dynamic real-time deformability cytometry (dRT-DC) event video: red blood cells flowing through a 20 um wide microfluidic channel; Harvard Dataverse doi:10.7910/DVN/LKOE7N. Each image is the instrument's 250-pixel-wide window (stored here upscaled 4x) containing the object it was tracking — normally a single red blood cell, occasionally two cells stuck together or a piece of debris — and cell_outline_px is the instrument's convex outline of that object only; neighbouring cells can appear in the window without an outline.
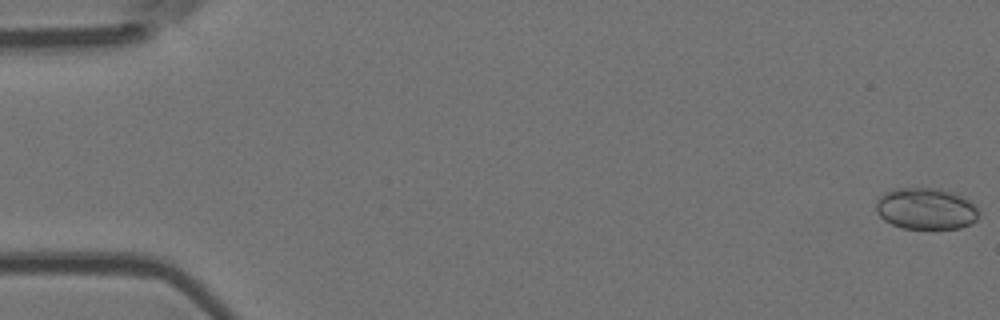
{"species": "Egyptian fruit bat (a non-hibernating species)", "species_latin": "Rousettus aegyptiacus", "temperature_condition": "room temperature", "stored_images_in_passage": 52, "segment_of_instrument_passage": [1, 2], "camera_frame_rate_fps": 3000, "um_per_image_px": 0.085, "animal": {"sex": "female"}, "frame": {"image": 1, "passage_image": 1, "time_ms": 0.0, "image_size_px": [1000, 320], "cell_outline_px": [[980, 212], [976, 220], [960, 228], [904, 228], [892, 224], [884, 220], [876, 212], [876, 200], [884, 192], [892, 188], [940, 188], [956, 192], [968, 200]], "centroid_in_image_um": [78.68, 17.71], "position_along_channel_um": 6.3, "area_um2": 24.97}}
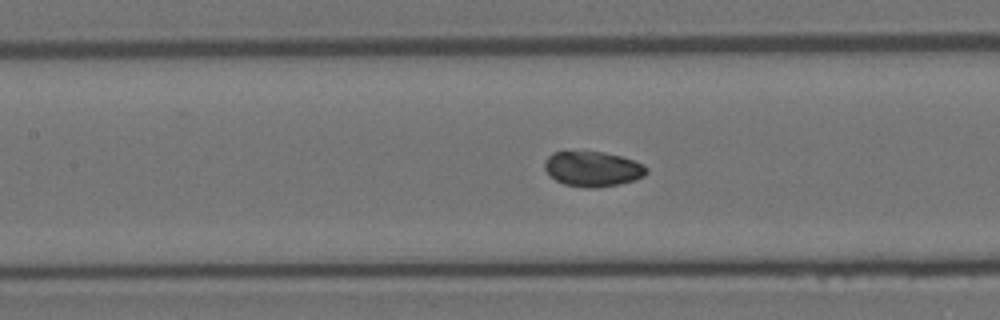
{"frame": {"image": 2, "passage_image": 25, "time_ms": 8.0, "image_size_px": [1000, 320], "cell_outline_px": [[648, 172], [644, 176], [636, 180], [596, 188], [584, 188], [564, 184], [556, 180], [544, 168], [544, 160], [552, 152], [604, 152], [620, 156], [644, 164], [648, 168]], "centroid_in_image_um": [50.39, 14.36], "position_along_channel_um": 157.0, "area_um2": 20.81}}
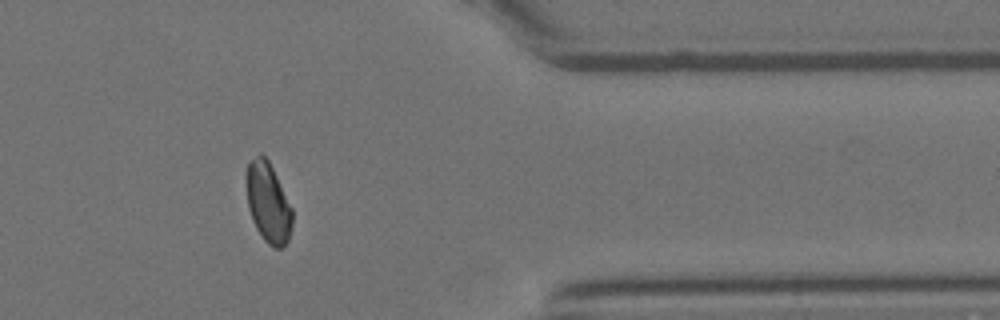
{"frame": {"image": 3, "passage_image": 45, "time_ms": 14.667, "image_size_px": [1000, 320], "cell_outline_px": [[292, 224], [288, 240], [280, 248], [272, 248], [264, 240], [256, 228], [252, 220], [248, 208], [244, 176], [248, 164], [260, 152], [268, 160], [292, 208]], "centroid_in_image_um": [22.75, 17.22], "position_along_channel_um": 388.6, "area_um2": 21.44}}